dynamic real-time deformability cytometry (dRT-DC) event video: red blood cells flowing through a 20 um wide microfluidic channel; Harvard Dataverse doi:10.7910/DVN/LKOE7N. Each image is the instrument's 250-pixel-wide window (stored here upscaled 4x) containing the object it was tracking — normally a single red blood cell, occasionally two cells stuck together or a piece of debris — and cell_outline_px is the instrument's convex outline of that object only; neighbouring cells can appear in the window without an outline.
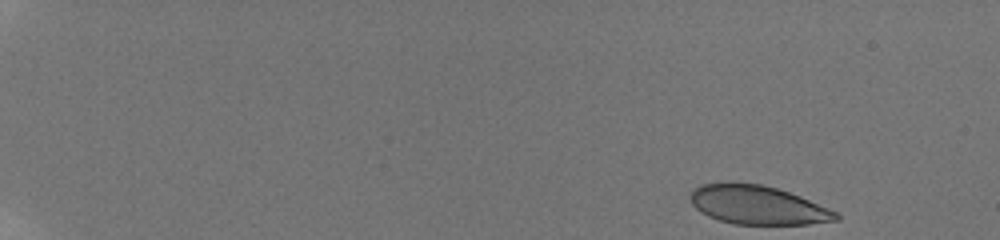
{"species": "human", "species_latin": "Homo sapiens", "temperature_condition": "room temperature", "stored_images_in_passage": 13, "camera_frame_rate_fps": 3000, "um_per_image_px": 0.085, "donor": {"sex": "male"}, "frame": {"image": 1, "passage_image": 1, "time_ms": 0.0, "image_size_px": [1000, 240], "cell_outline_px": [[840, 220], [808, 224], [732, 224], [708, 216], [696, 208], [692, 204], [688, 196], [692, 188], [700, 184], [760, 184], [776, 188], [800, 196], [828, 208], [836, 212], [840, 216]], "centroid_in_image_um": [64.39, 17.44], "position_along_channel_um": 20.6, "area_um2": 32.54}}
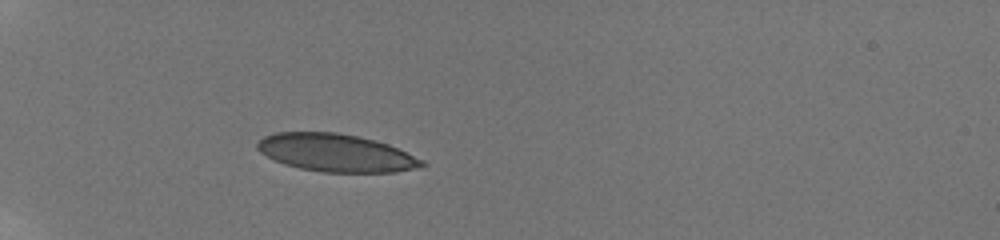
{"frame": {"image": 2, "passage_image": 10, "time_ms": 4.667, "image_size_px": [1000, 240], "cell_outline_px": [[424, 164], [412, 168], [396, 172], [324, 172], [300, 168], [284, 164], [260, 152], [256, 148], [256, 144], [264, 136], [276, 132], [336, 132], [356, 136], [388, 144], [424, 160]], "centroid_in_image_um": [28.51, 12.98], "position_along_channel_um": 56.5, "area_um2": 35.72}}